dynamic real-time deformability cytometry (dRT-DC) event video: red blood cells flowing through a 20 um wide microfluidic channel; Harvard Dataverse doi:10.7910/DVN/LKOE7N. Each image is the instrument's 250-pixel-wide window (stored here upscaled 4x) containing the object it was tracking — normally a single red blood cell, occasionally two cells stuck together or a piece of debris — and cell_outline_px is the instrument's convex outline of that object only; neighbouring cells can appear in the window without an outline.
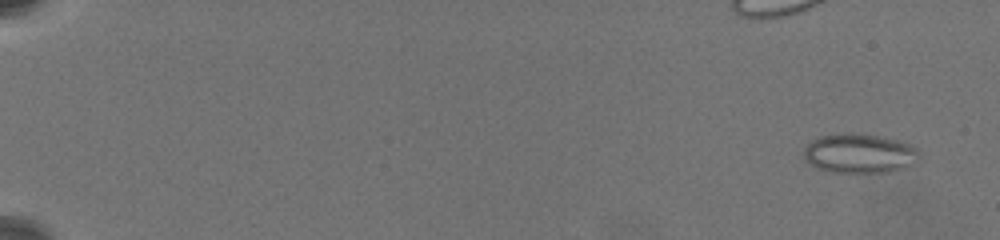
{"species": "common noctule bat (a hibernating species)", "species_latin": "Nyctalus noctula", "temperature_condition": "warm", "stored_images_in_passage": 19, "camera_frame_rate_fps": 3000, "um_per_image_px": 0.085, "animal": {"sex": "female", "body_mass_g": 19.5, "forearm_length_mm": 54.1}, "frame": {"image": 1, "passage_image": 2, "time_ms": 0.333, "image_size_px": [1000, 240], "cell_outline_px": [[920, 156], [912, 164], [904, 168], [888, 172], [828, 172], [816, 168], [808, 164], [804, 156], [804, 148], [812, 140], [820, 136], [844, 132], [848, 132], [876, 136], [896, 140], [908, 144], [916, 148], [920, 152]], "centroid_in_image_um": [73.01, 13.05], "position_along_channel_um": 12.0, "area_um2": 26.53}}
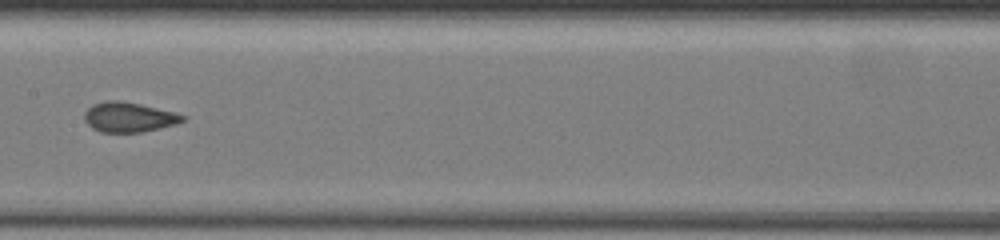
{"frame": {"image": 2, "passage_image": 17, "time_ms": 11.333, "image_size_px": [1000, 240], "cell_outline_px": [[184, 120], [176, 124], [160, 128], [140, 132], [100, 132], [92, 128], [84, 120], [84, 112], [92, 104], [108, 100], [120, 100], [140, 104], [172, 112], [184, 116]], "centroid_in_image_um": [10.89, 9.95], "position_along_channel_um": 196.5, "area_um2": 16.94}}
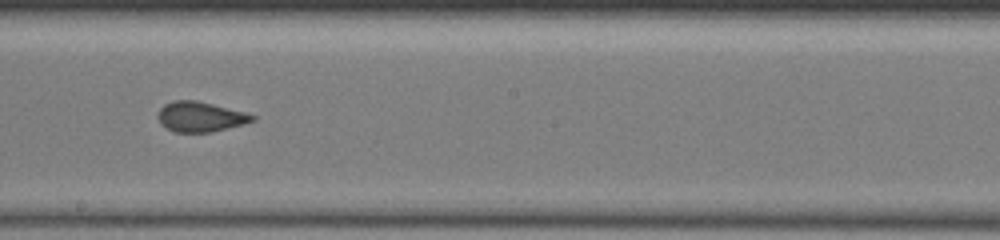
{"frame": {"image": 3, "passage_image": 18, "time_ms": 12.333, "image_size_px": [1000, 240], "cell_outline_px": [[256, 120], [244, 124], [212, 132], [172, 132], [160, 124], [156, 116], [160, 108], [164, 104], [176, 100], [196, 100], [244, 112], [256, 116]], "centroid_in_image_um": [16.99, 9.93], "position_along_channel_um": 231.2, "area_um2": 16.65}}